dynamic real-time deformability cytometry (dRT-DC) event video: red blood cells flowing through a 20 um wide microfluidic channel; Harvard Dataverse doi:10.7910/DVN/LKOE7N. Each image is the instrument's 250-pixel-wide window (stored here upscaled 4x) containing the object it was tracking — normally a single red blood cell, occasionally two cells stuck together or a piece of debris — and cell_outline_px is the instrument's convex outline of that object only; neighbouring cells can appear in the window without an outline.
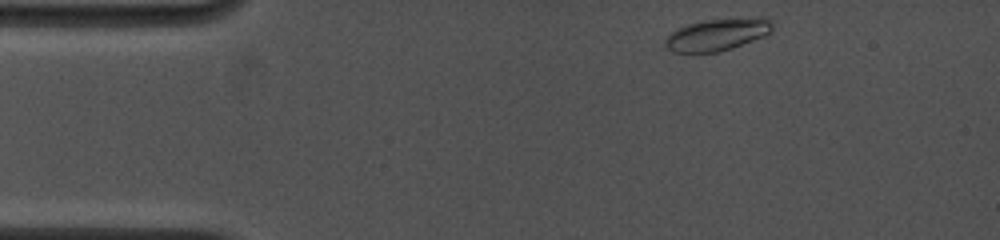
{"species": "common noctule bat (a hibernating species)", "species_latin": "Nyctalus noctula", "temperature_condition": "cold", "stored_images_in_passage": 33, "camera_frame_rate_fps": 4500, "um_per_image_px": 0.085, "animal": {"sex": "female", "body_mass_g": 19.0, "forearm_length_mm": 53.3}, "frame": {"image": 1, "passage_image": 1, "time_ms": 0.0, "image_size_px": [1000, 240], "cell_outline_px": [[772, 32], [764, 36], [732, 48], [716, 52], [672, 52], [664, 44], [664, 40], [672, 32], [688, 24], [704, 20], [760, 16], [768, 16], [772, 20]], "centroid_in_image_um": [61.04, 2.91], "position_along_channel_um": 24.0, "area_um2": 20.17}}
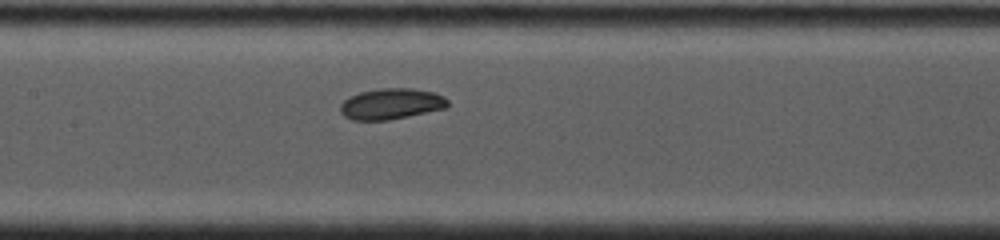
{"frame": {"image": 2, "passage_image": 17, "time_ms": 5.556, "image_size_px": [1000, 240], "cell_outline_px": [[448, 108], [388, 120], [352, 120], [344, 116], [340, 112], [340, 104], [348, 96], [360, 92], [380, 88], [412, 88], [432, 92], [444, 96], [448, 100]], "centroid_in_image_um": [33.24, 8.83], "position_along_channel_um": 174.2, "area_um2": 19.48}}
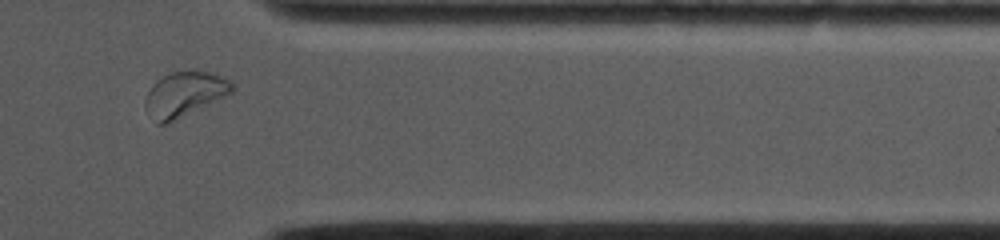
{"frame": {"image": 3, "passage_image": 30, "time_ms": 11.333, "image_size_px": [1000, 240], "cell_outline_px": [[236, 88], [228, 96], [168, 124], [156, 124], [144, 104], [148, 92], [152, 84], [164, 76], [172, 72], [212, 72], [232, 80], [236, 84]], "centroid_in_image_um": [15.75, 8.03], "position_along_channel_um": 395.6, "area_um2": 22.89}, "authors_computed_cell_mechanics": {"area_um2": 19.4208, "velocity_mm_per_s": 3.8663, "shape_relaxation_time_tau1_ms": 1.7974, "shape_relaxation_time_tau2_ms": null, "deformation_change_tau1": 0.0564, "deformation_change_tau2": null}}